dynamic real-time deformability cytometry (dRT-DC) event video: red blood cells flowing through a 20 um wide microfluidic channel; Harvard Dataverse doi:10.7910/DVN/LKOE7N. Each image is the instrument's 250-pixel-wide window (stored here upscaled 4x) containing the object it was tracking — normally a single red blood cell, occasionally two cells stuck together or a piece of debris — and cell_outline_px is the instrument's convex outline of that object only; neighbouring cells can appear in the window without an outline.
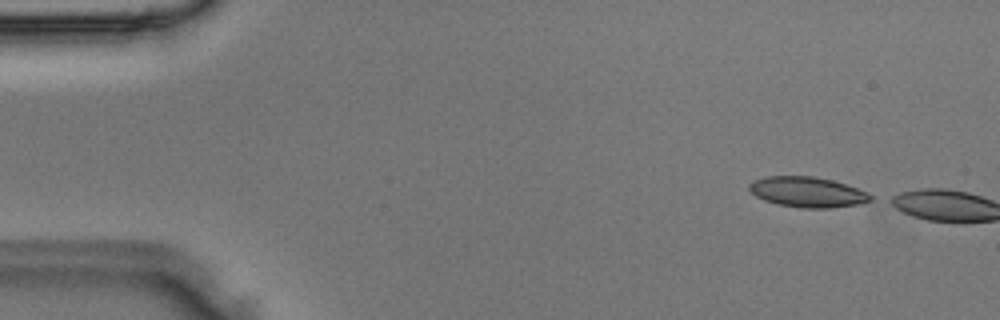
{"species": "Egyptian fruit bat (a non-hibernating species)", "species_latin": "Rousettus aegyptiacus", "temperature_condition": "room temperature", "stored_images_in_passage": 3, "camera_frame_rate_fps": 3000, "um_per_image_px": 0.085, "animal": {"sex": "male"}, "frame": {"image": 1, "passage_image": 1, "time_ms": 0.0, "image_size_px": [1000, 320], "cell_outline_px": [[876, 196], [872, 200], [856, 204], [828, 208], [804, 208], [780, 204], [764, 200], [756, 196], [748, 188], [748, 184], [752, 180], [768, 176], [812, 176], [832, 180], [868, 192]], "centroid_in_image_um": [68.63, 16.31], "position_along_channel_um": 16.4, "area_um2": 21.33}}